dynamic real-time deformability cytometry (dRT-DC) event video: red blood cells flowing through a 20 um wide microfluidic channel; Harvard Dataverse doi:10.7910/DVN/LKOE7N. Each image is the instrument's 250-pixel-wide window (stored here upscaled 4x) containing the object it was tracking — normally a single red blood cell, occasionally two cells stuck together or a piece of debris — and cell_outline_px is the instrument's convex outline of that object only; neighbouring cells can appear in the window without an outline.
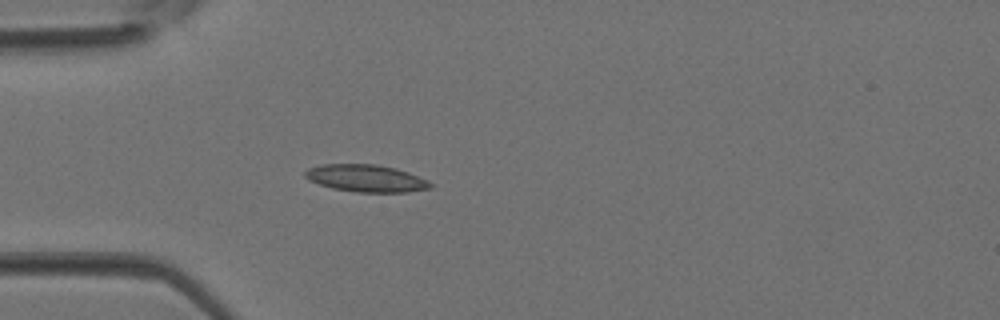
{"species": "Egyptian fruit bat (a non-hibernating species)", "species_latin": "Rousettus aegyptiacus", "temperature_condition": "room temperature", "stored_images_in_passage": 2, "camera_frame_rate_fps": 3000, "um_per_image_px": 0.085, "animal": {"sex": "female"}, "frame": {"image": 1, "passage_image": 2, "time_ms": 0.333, "image_size_px": [1000, 320], "cell_outline_px": [[432, 188], [408, 192], [356, 192], [332, 188], [308, 180], [304, 176], [304, 172], [308, 168], [320, 164], [376, 164], [396, 168], [408, 172], [428, 180], [432, 184]], "centroid_in_image_um": [31.11, 15.15], "position_along_channel_um": 53.9, "area_um2": 20.0}}